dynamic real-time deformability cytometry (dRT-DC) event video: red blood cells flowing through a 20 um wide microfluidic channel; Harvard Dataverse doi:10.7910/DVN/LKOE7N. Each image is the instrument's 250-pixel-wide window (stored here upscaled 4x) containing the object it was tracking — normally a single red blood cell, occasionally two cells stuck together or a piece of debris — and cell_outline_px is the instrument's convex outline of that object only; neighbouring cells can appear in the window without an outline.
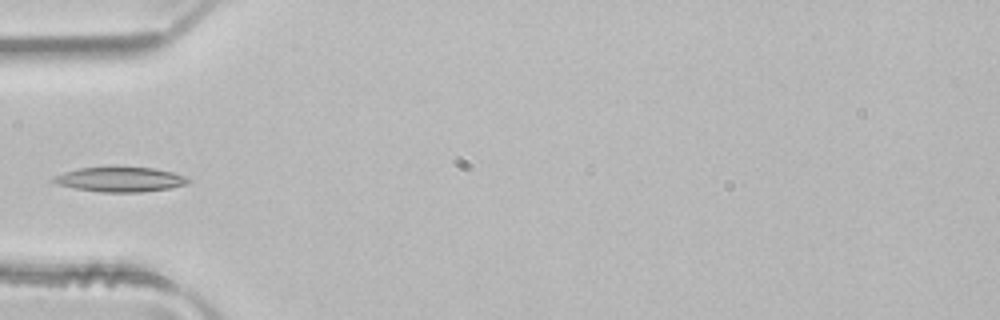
{"species": "common noctule bat (a hibernating species)", "species_latin": "Nyctalus noctula", "temperature_condition": "room temperature", "stored_images_in_passage": 4, "camera_frame_rate_fps": 3000, "um_per_image_px": 0.085, "animal": {"sex": "male", "body_mass_g": 21.5, "forearm_length_mm": 52.0}, "frame": {"image": 1, "passage_image": 4, "time_ms": 1.0, "image_size_px": [1000, 320], "cell_outline_px": [[192, 180], [188, 184], [168, 188], [140, 192], [100, 192], [76, 188], [60, 184], [52, 180], [52, 176], [64, 172], [80, 168], [116, 164], [152, 168], [172, 172], [184, 176]], "centroid_in_image_um": [10.22, 15.2], "position_along_channel_um": 74.8, "area_um2": 20.0}}